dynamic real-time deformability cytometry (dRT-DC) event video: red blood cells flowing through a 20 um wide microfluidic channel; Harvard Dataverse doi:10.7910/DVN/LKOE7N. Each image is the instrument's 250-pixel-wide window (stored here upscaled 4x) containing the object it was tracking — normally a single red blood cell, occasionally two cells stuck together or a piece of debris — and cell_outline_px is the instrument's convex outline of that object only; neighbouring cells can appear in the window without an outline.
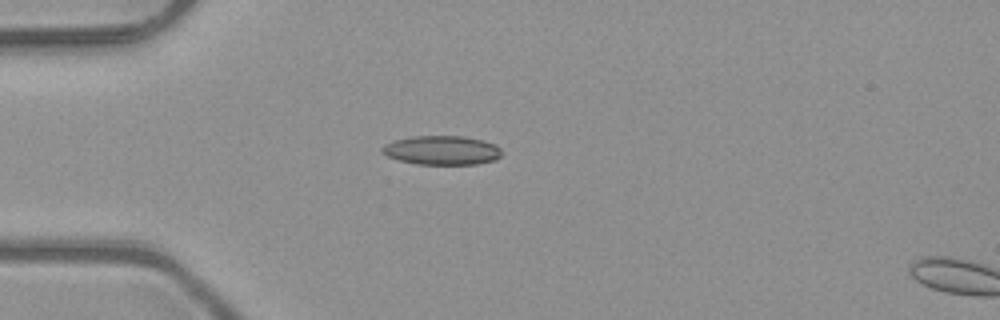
{"species": "common noctule bat (a hibernating species)", "species_latin": "Nyctalus noctula", "temperature_condition": "room temperature", "stored_images_in_passage": 5, "camera_frame_rate_fps": 3000, "um_per_image_px": 0.085, "animal": {"sex": "male", "body_mass_g": 23.1, "forearm_length_mm": 52.7}, "frame": {"image": 1, "passage_image": 4, "time_ms": 1.0, "image_size_px": [1000, 320], "cell_outline_px": [[500, 156], [496, 160], [476, 164], [416, 164], [400, 160], [388, 156], [380, 152], [380, 148], [384, 144], [392, 140], [412, 136], [464, 136], [484, 140], [496, 144], [500, 148]], "centroid_in_image_um": [37.54, 12.76], "position_along_channel_um": 47.5, "area_um2": 20.46}}